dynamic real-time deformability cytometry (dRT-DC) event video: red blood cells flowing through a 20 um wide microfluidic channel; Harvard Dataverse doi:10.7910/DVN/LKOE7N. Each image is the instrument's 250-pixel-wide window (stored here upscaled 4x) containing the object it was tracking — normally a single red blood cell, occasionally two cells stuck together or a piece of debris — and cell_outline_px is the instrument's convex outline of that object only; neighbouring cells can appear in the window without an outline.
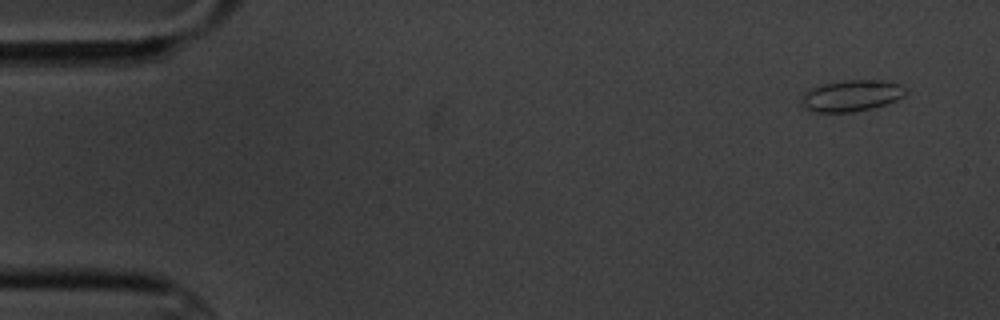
{"species": "common noctule bat (a hibernating species)", "species_latin": "Nyctalus noctula", "temperature_condition": "cold", "stored_images_in_passage": 6, "camera_frame_rate_fps": 3000, "um_per_image_px": 0.085, "animal": {"sex": "male", "body_mass_g": 20.1, "forearm_length_mm": 53.5}, "frame": {"image": 1, "passage_image": 1, "time_ms": 0.0, "image_size_px": [1000, 320], "cell_outline_px": [[908, 92], [904, 96], [896, 100], [872, 108], [852, 112], [816, 112], [804, 108], [800, 104], [804, 92], [820, 84], [844, 80], [880, 80], [900, 84], [908, 88]], "centroid_in_image_um": [72.38, 8.12], "position_along_channel_um": 12.6, "area_um2": 19.19}}
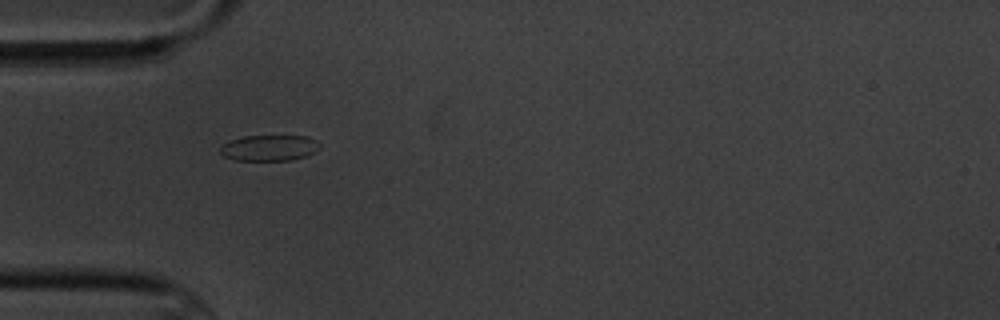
{"frame": {"image": 2, "passage_image": 5, "time_ms": 4.667, "image_size_px": [1000, 320], "cell_outline_px": [[320, 148], [316, 152], [308, 156], [292, 160], [236, 160], [224, 156], [220, 152], [220, 148], [224, 144], [232, 140], [244, 136], [308, 136], [316, 140], [320, 144]], "centroid_in_image_um": [22.95, 12.57], "position_along_channel_um": 62.0, "area_um2": 15.03}}
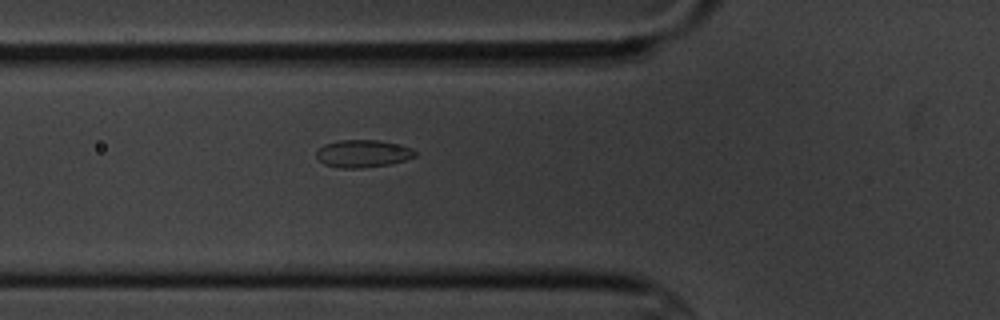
{"frame": {"image": 3, "passage_image": 6, "time_ms": 5.667, "image_size_px": [1000, 320], "cell_outline_px": [[416, 156], [392, 164], [360, 168], [340, 168], [324, 164], [316, 156], [316, 152], [324, 144], [340, 140], [380, 140], [412, 148], [416, 152]], "centroid_in_image_um": [30.85, 13.06], "position_along_channel_um": 95.0, "area_um2": 15.78}}